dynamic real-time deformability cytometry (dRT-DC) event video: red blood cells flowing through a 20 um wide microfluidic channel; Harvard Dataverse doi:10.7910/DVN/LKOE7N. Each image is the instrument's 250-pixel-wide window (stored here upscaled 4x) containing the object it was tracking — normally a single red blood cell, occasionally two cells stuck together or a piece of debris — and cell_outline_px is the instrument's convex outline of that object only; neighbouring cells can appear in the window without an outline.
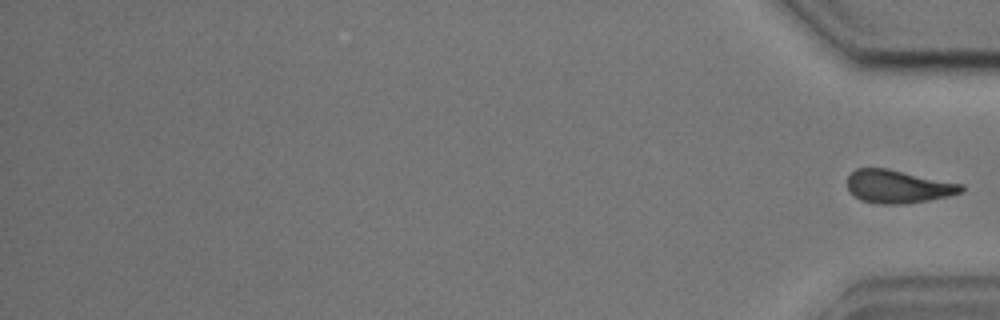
{"species": "common noctule bat (a hibernating species)", "species_latin": "Nyctalus noctula", "temperature_condition": "cold", "stored_images_in_passage": 15, "segment_of_instrument_passage": [2, 2], "camera_frame_rate_fps": 3000, "um_per_image_px": 0.085, "animal": {"sex": "male", "body_mass_g": 17.9, "forearm_length_mm": 54.2}, "frame": {"image": 1, "passage_image": 15, "time_ms": 20.0, "image_size_px": [1000, 320], "cell_outline_px": [[964, 192], [948, 196], [928, 200], [904, 204], [880, 204], [860, 200], [848, 188], [848, 176], [856, 168], [888, 168], [964, 184]], "centroid_in_image_um": [76.37, 15.85], "position_along_channel_um": 358.8, "area_um2": 22.02}}